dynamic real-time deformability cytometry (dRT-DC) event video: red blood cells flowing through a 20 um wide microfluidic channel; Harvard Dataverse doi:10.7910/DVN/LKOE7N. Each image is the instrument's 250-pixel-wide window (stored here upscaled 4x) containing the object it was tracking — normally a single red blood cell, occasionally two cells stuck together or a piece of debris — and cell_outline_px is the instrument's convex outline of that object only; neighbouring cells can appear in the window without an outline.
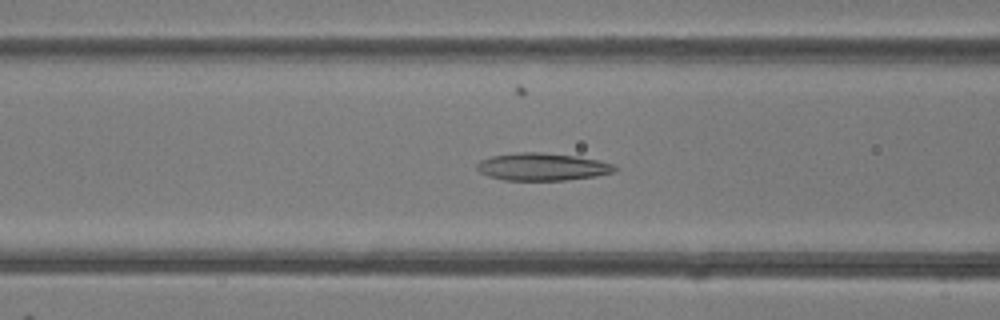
{"species": "common noctule bat (a hibernating species)", "species_latin": "Nyctalus noctula", "temperature_condition": "room temperature", "stored_images_in_passage": 48, "camera_frame_rate_fps": 3000, "um_per_image_px": 0.085, "animal": {"sex": "female"}, "frame": {"image": 1, "passage_image": 19, "time_ms": 6.0, "image_size_px": [1000, 320], "cell_outline_px": [[620, 168], [616, 172], [596, 176], [564, 180], [504, 180], [488, 176], [480, 172], [476, 168], [476, 164], [480, 160], [492, 156], [520, 152], [540, 152], [576, 156], [600, 160], [616, 164]], "centroid_in_image_um": [46.16, 14.18], "position_along_channel_um": 120.4, "area_um2": 22.31}}
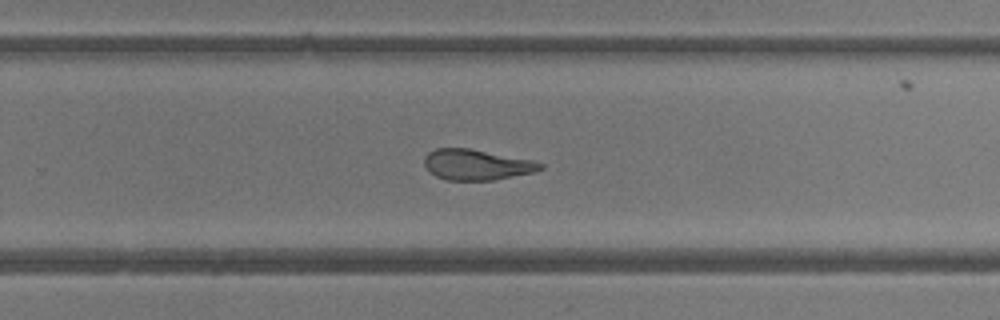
{"frame": {"image": 2, "passage_image": 31, "time_ms": 10.0, "image_size_px": [1000, 320], "cell_outline_px": [[544, 168], [532, 172], [492, 180], [448, 180], [436, 176], [428, 172], [424, 164], [424, 156], [428, 152], [436, 148], [468, 148], [532, 160], [544, 164]], "centroid_in_image_um": [40.46, 13.99], "position_along_channel_um": 289.3, "area_um2": 20.58}}
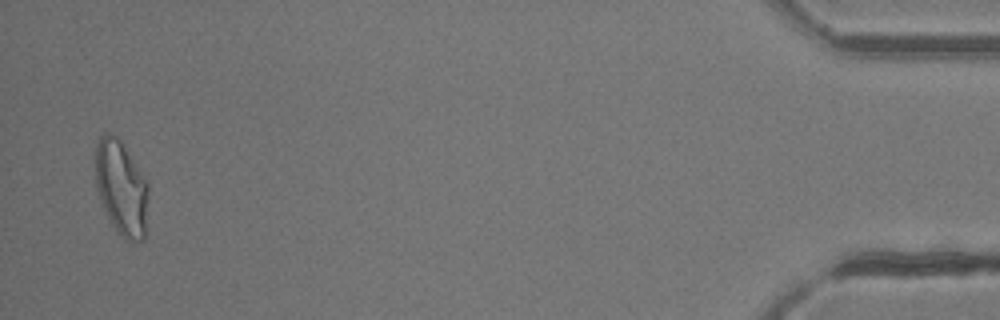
{"frame": {"image": 3, "passage_image": 47, "time_ms": 15.333, "image_size_px": [1000, 320], "cell_outline_px": [[148, 192], [144, 240], [132, 244], [124, 240], [112, 224], [104, 208], [96, 188], [96, 144], [100, 136], [104, 132], [108, 132], [116, 136], [120, 140], [148, 184]], "centroid_in_image_um": [10.31, 16.01], "position_along_channel_um": 424.9, "area_um2": 29.02}, "authors_computed_cell_mechanics": {"area_um2": 23.7558, "velocity_mm_per_s": 4.2293, "shape_relaxation_time_tau1_ms": 10.7503, "shape_relaxation_time_tau2_ms": 1.9388, "deformation_change_tau1": 0.292, "deformation_change_tau2": 0.1103}}